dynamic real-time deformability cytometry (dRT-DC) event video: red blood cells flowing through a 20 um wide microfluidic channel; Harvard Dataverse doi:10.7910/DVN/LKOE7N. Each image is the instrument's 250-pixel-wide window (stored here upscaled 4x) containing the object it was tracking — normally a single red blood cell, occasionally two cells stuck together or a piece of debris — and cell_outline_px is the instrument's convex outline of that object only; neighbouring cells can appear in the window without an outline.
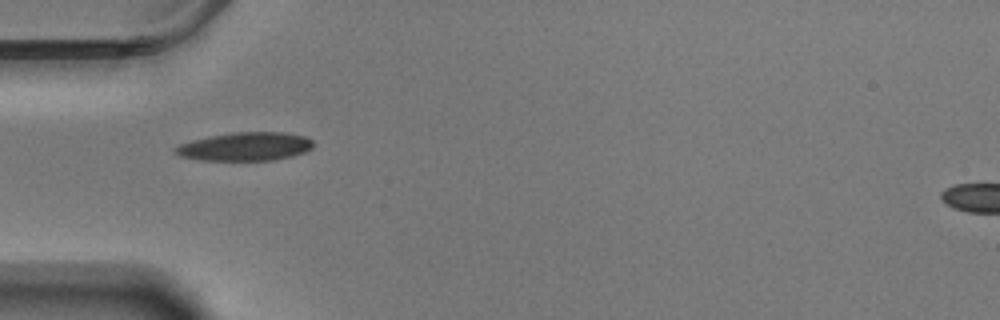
{"species": "Egyptian fruit bat (a non-hibernating species)", "species_latin": "Rousettus aegyptiacus", "temperature_condition": "warm", "stored_images_in_passage": 33, "camera_frame_rate_fps": 3000, "um_per_image_px": 0.085, "animal": {"sex": "male"}, "frame": {"image": 1, "passage_image": 1, "time_ms": 0.0, "image_size_px": [1000, 320], "cell_outline_px": [[312, 148], [304, 152], [292, 156], [272, 160], [200, 160], [180, 156], [172, 152], [172, 148], [180, 144], [192, 140], [208, 136], [232, 132], [284, 132], [304, 136], [312, 140]], "centroid_in_image_um": [20.8, 12.45], "position_along_channel_um": 64.2, "area_um2": 22.95}}
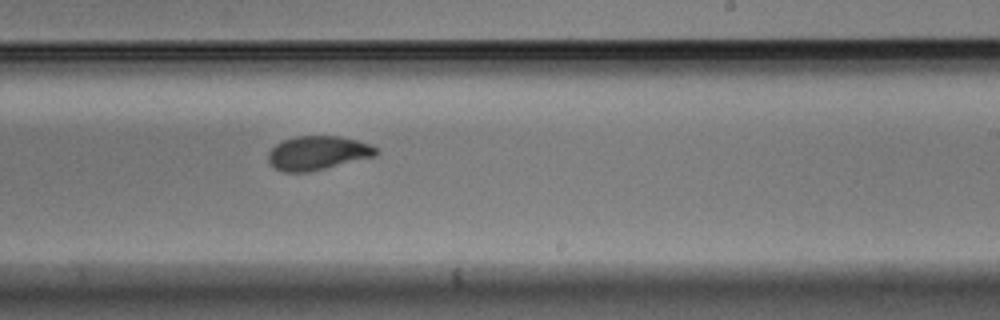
{"frame": {"image": 2, "passage_image": 18, "time_ms": 5.667, "image_size_px": [1000, 320], "cell_outline_px": [[380, 152], [376, 156], [308, 172], [284, 172], [276, 168], [268, 160], [268, 152], [276, 144], [284, 140], [296, 136], [340, 136], [372, 144]], "centroid_in_image_um": [27.03, 12.99], "position_along_channel_um": 262.0, "area_um2": 21.27}}
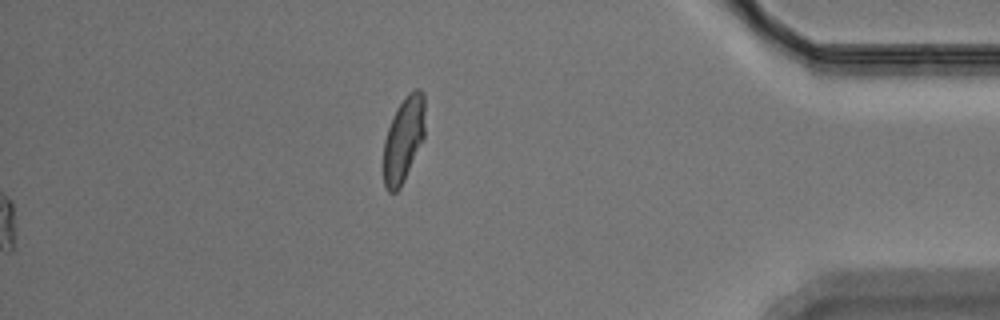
{"frame": {"image": 3, "passage_image": 33, "time_ms": 10.667, "image_size_px": [1000, 320], "cell_outline_px": [[424, 136], [404, 180], [400, 188], [396, 192], [388, 192], [384, 184], [384, 140], [392, 116], [396, 108], [404, 96], [408, 92], [416, 88], [420, 88], [424, 92]], "centroid_in_image_um": [34.3, 11.79], "position_along_channel_um": 400.9, "area_um2": 20.58}, "authors_computed_cell_mechanics": {"area_um2": 21.5594, "velocity_mm_per_s": 3.4987, "shape_relaxation_time_tau1_ms": 4.2923, "shape_relaxation_time_tau2_ms": 2.1727, "deformation_change_tau1": 0.1682, "deformation_change_tau2": 0.0695}}